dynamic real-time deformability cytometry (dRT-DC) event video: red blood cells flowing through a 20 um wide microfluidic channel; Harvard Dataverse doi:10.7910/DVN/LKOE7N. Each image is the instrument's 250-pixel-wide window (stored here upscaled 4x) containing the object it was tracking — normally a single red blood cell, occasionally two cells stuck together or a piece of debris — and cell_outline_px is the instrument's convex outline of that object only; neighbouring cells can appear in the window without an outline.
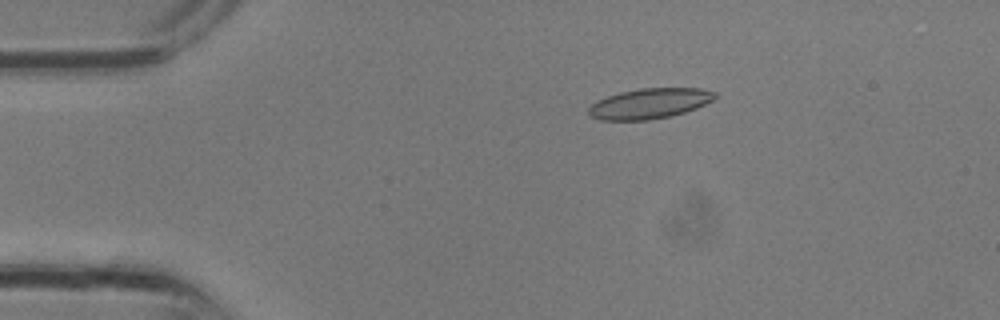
{"species": "common noctule bat (a hibernating species)", "species_latin": "Nyctalus noctula", "temperature_condition": "room temperature", "stored_images_in_passage": 14, "camera_frame_rate_fps": 3000, "um_per_image_px": 0.085, "animal": {"sex": "male", "body_mass_g": 13.3}, "frame": {"image": 1, "passage_image": 3, "time_ms": 0.667, "image_size_px": [1000, 320], "cell_outline_px": [[720, 96], [696, 108], [672, 116], [648, 120], [600, 120], [588, 116], [588, 108], [596, 100], [620, 92], [640, 88], [700, 88], [716, 92]], "centroid_in_image_um": [55.2, 8.8], "position_along_channel_um": 29.8, "area_um2": 22.48}}
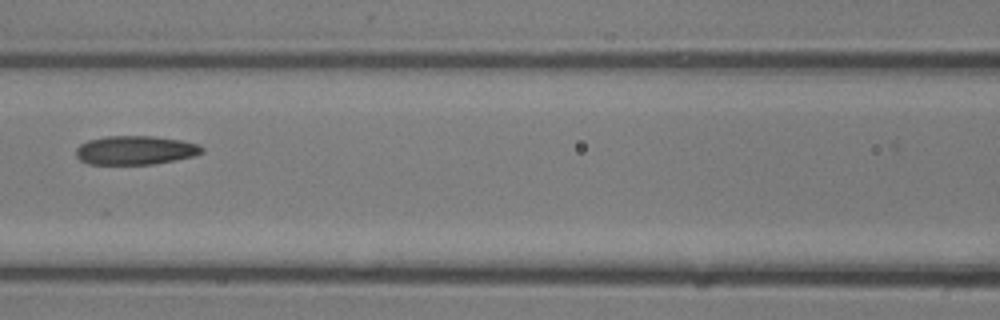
{"frame": {"image": 2, "passage_image": 11, "time_ms": 3.333, "image_size_px": [1000, 320], "cell_outline_px": [[204, 152], [196, 156], [152, 164], [88, 164], [80, 160], [76, 156], [76, 148], [80, 144], [88, 140], [104, 136], [152, 136], [184, 140], [200, 144], [204, 148]], "centroid_in_image_um": [11.54, 12.76], "position_along_channel_um": 155.1, "area_um2": 21.44}}
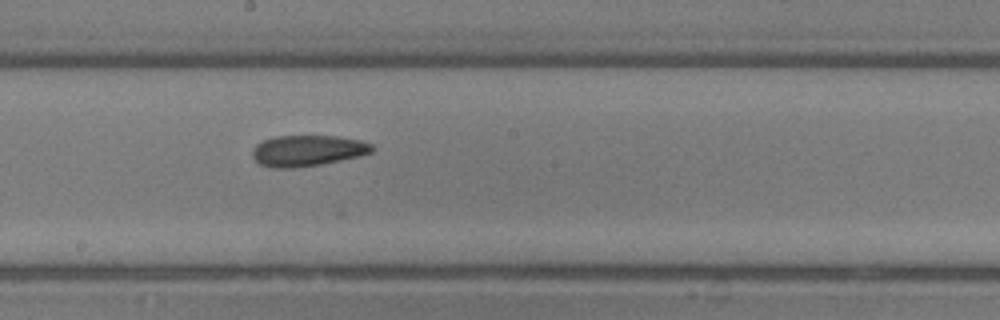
{"frame": {"image": 3, "passage_image": 14, "time_ms": 4.333, "image_size_px": [1000, 320], "cell_outline_px": [[372, 152], [360, 156], [320, 164], [296, 168], [272, 168], [260, 164], [252, 156], [252, 152], [256, 144], [272, 136], [336, 136], [360, 140], [372, 144]], "centroid_in_image_um": [26.12, 12.8], "position_along_channel_um": 222.1, "area_um2": 21.56}}